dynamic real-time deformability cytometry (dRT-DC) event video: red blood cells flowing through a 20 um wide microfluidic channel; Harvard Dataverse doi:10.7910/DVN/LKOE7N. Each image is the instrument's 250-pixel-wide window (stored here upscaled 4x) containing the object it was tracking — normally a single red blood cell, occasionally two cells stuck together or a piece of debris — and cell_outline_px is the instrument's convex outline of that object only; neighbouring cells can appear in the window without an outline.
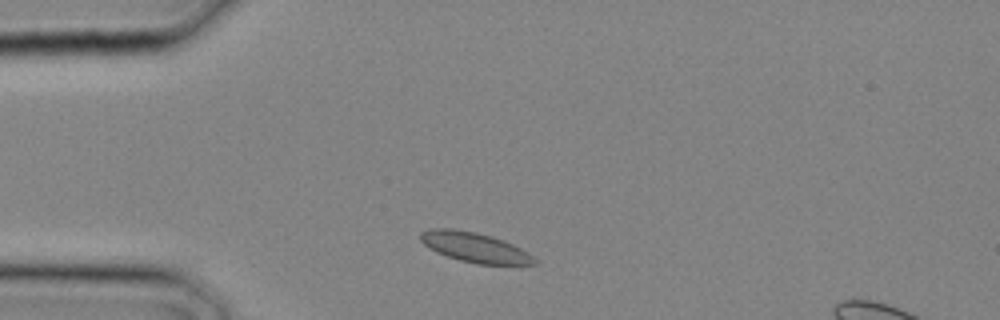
{"species": "common noctule bat (a hibernating species)", "species_latin": "Nyctalus noctula", "temperature_condition": "cold", "stored_images_in_passage": 1, "camera_frame_rate_fps": 3000, "um_per_image_px": 0.085, "animal": {"sex": "male", "body_mass_g": 20.4}, "frame": {"image": 1, "passage_image": 1, "time_ms": 0.0, "image_size_px": [1000, 320], "cell_outline_px": [[536, 264], [476, 264], [460, 260], [436, 252], [428, 248], [420, 240], [420, 232], [432, 228], [452, 228], [476, 232], [504, 240], [528, 252], [536, 260]], "centroid_in_image_um": [40.31, 21.01], "position_along_channel_um": 44.7, "area_um2": 19.71}}